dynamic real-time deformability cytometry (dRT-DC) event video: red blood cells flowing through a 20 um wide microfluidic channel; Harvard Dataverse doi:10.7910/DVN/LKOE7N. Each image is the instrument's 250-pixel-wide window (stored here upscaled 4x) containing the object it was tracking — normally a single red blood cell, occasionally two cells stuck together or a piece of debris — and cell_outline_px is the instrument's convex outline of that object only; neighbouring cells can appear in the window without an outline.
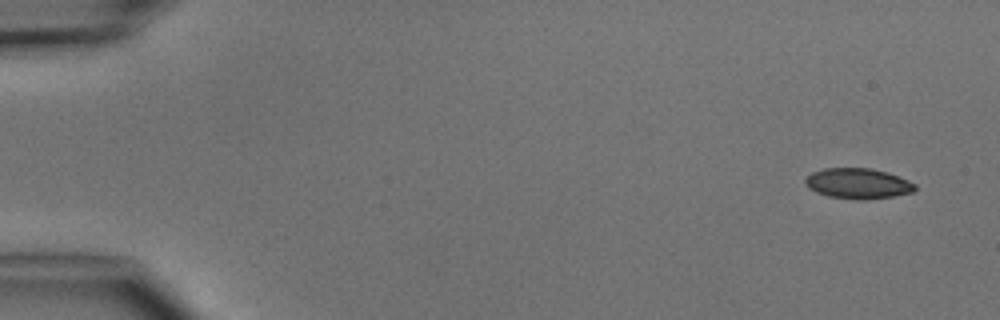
{"species": "common noctule bat (a hibernating species)", "species_latin": "Nyctalus noctula", "temperature_condition": "cold", "stored_images_in_passage": 6, "camera_frame_rate_fps": 3000, "um_per_image_px": 0.085, "animal": {"sex": "male", "body_mass_g": 15.6}, "frame": {"image": 1, "passage_image": 1, "time_ms": 0.0, "image_size_px": [1000, 320], "cell_outline_px": [[916, 188], [912, 192], [892, 196], [864, 200], [860, 200], [828, 196], [816, 192], [808, 188], [804, 180], [812, 172], [824, 168], [872, 168], [888, 172], [908, 180], [916, 184]], "centroid_in_image_um": [72.92, 15.59], "position_along_channel_um": 12.1, "area_um2": 19.48}}
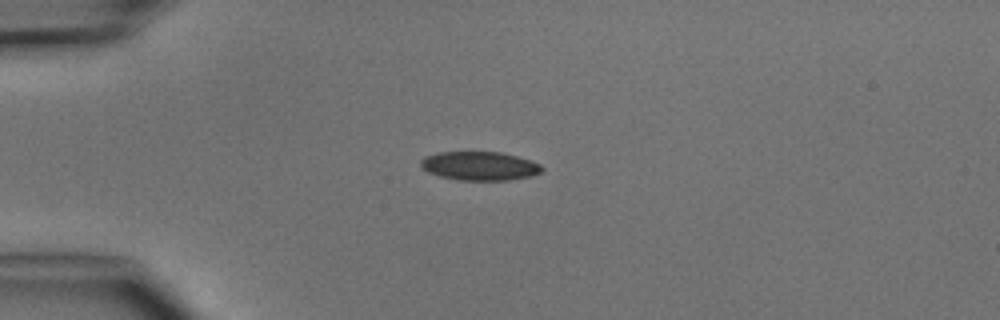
{"frame": {"image": 2, "passage_image": 4, "time_ms": 3.333, "image_size_px": [1000, 320], "cell_outline_px": [[544, 168], [540, 172], [532, 176], [508, 180], [460, 180], [440, 176], [428, 172], [420, 164], [420, 160], [424, 156], [436, 152], [500, 152], [516, 156], [540, 164]], "centroid_in_image_um": [40.75, 14.1], "position_along_channel_um": 44.3, "area_um2": 20.23}}
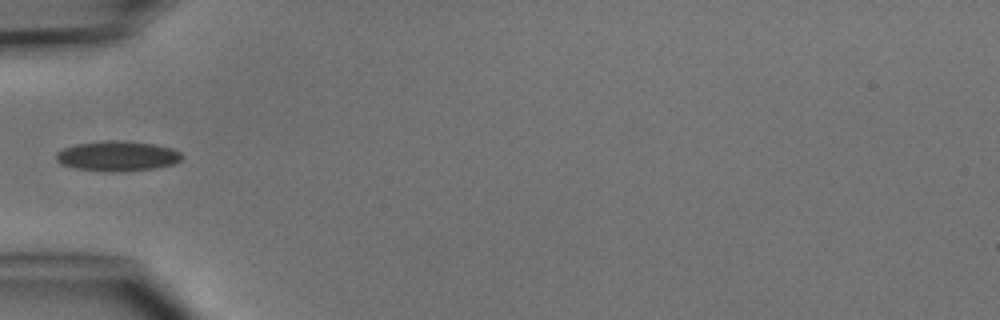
{"frame": {"image": 3, "passage_image": 5, "time_ms": 4.667, "image_size_px": [1000, 320], "cell_outline_px": [[184, 156], [180, 160], [172, 164], [156, 168], [120, 172], [112, 172], [76, 168], [60, 164], [56, 160], [56, 152], [64, 148], [76, 144], [104, 140], [124, 140], [152, 144], [172, 148], [180, 152]], "centroid_in_image_um": [9.97, 13.26], "position_along_channel_um": 75.0, "area_um2": 22.14}}